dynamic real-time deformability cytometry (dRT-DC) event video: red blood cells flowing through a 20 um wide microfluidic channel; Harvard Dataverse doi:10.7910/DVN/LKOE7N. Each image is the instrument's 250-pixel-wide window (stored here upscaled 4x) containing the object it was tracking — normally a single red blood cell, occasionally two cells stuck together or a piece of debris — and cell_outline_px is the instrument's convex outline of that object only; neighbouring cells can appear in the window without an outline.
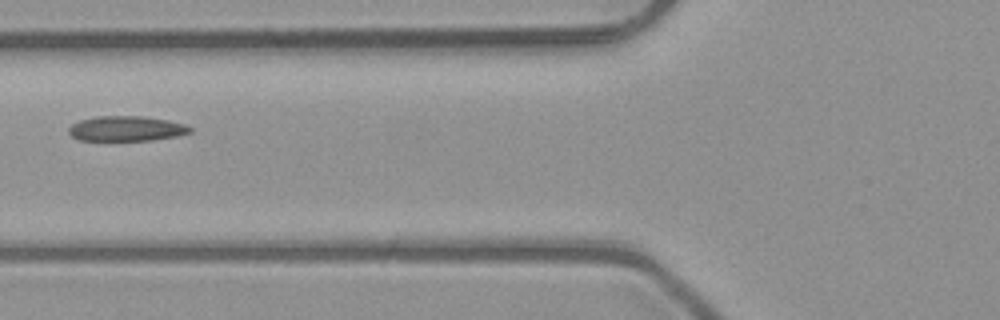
{"species": "common noctule bat (a hibernating species)", "species_latin": "Nyctalus noctula", "temperature_condition": "room temperature", "stored_images_in_passage": 5, "camera_frame_rate_fps": 3000, "um_per_image_px": 0.085, "animal": {"sex": "male", "body_mass_g": 23.1, "forearm_length_mm": 52.7}, "frame": {"image": 1, "passage_image": 5, "time_ms": 1.333, "image_size_px": [1000, 320], "cell_outline_px": [[192, 132], [176, 136], [152, 140], [80, 140], [72, 136], [68, 132], [68, 128], [72, 124], [80, 120], [96, 116], [144, 116], [168, 120], [184, 124], [192, 128]], "centroid_in_image_um": [10.74, 10.92], "position_along_channel_um": 115.1, "area_um2": 17.69}}